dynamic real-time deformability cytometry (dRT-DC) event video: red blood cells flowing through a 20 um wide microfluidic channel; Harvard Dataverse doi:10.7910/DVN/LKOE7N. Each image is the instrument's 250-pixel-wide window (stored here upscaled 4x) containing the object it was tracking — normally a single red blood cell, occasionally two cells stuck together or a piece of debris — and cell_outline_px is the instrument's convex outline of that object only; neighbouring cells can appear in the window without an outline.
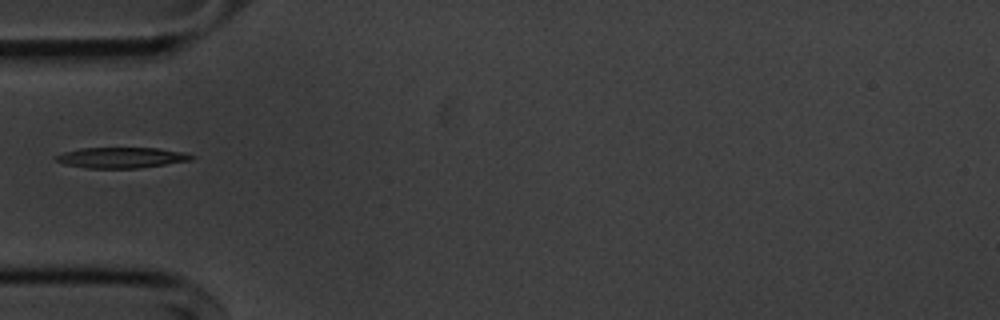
{"species": "common noctule bat (a hibernating species)", "species_latin": "Nyctalus noctula", "temperature_condition": "cold", "stored_images_in_passage": 38, "camera_frame_rate_fps": 3000, "um_per_image_px": 0.085, "animal": {"sex": "male", "body_mass_g": 20.1, "forearm_length_mm": 53.5}, "frame": {"image": 1, "passage_image": 1, "time_ms": 0.0, "image_size_px": [1000, 320], "cell_outline_px": [[196, 156], [192, 160], [140, 168], [88, 168], [64, 164], [52, 160], [56, 156], [64, 152], [80, 148], [160, 148], [184, 152]], "centroid_in_image_um": [10.33, 13.4], "position_along_channel_um": 74.7, "area_um2": 16.42}}
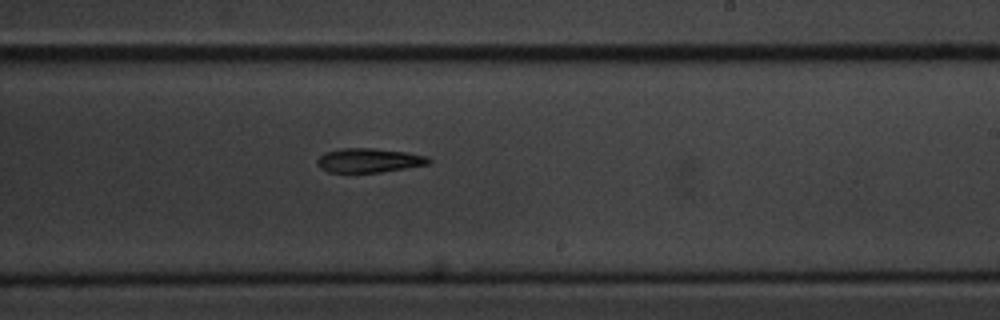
{"frame": {"image": 2, "passage_image": 16, "time_ms": 5.0, "image_size_px": [1000, 320], "cell_outline_px": [[432, 160], [428, 164], [380, 172], [328, 172], [320, 168], [316, 164], [316, 160], [324, 152], [340, 148], [372, 148], [408, 152], [428, 156]], "centroid_in_image_um": [31.34, 13.62], "position_along_channel_um": 257.7, "area_um2": 15.78}}
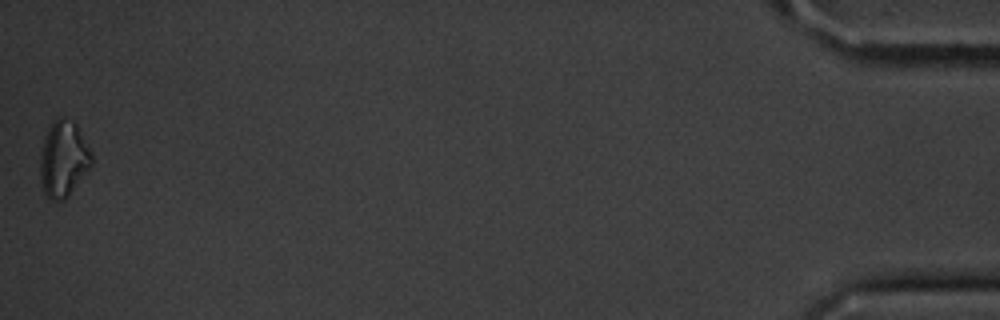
{"frame": {"image": 3, "passage_image": 38, "time_ms": 12.333, "image_size_px": [1000, 320], "cell_outline_px": [[92, 164], [68, 196], [64, 200], [48, 200], [44, 192], [40, 180], [40, 152], [44, 136], [52, 124], [60, 116], [64, 116], [72, 120], [76, 124], [92, 156]], "centroid_in_image_um": [5.36, 13.52], "position_along_channel_um": 429.8, "area_um2": 22.6}}